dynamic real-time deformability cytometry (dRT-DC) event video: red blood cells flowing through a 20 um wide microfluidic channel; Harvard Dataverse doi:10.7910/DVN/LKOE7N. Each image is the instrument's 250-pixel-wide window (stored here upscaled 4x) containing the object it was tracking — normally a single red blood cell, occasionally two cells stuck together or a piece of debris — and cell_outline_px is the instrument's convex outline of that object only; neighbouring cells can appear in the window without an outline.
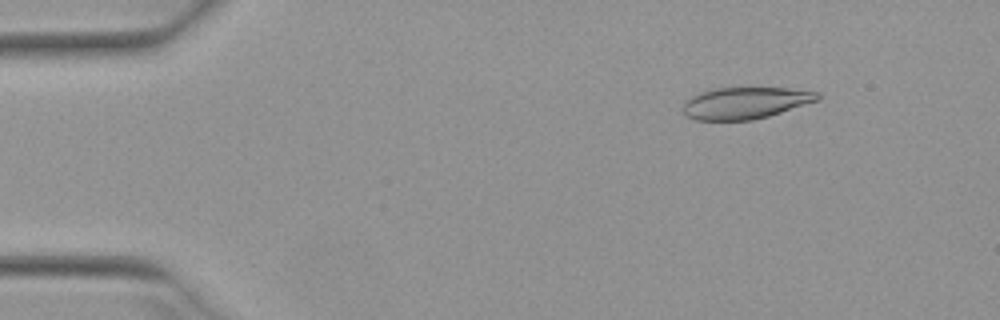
{"species": "Egyptian fruit bat (a non-hibernating species)", "species_latin": "Rousettus aegyptiacus", "temperature_condition": "warm", "stored_images_in_passage": 52, "camera_frame_rate_fps": 3000, "um_per_image_px": 0.085, "animal": {"sex": "female"}, "frame": {"image": 1, "passage_image": 7, "time_ms": 2.0, "image_size_px": [1000, 320], "cell_outline_px": [[820, 100], [768, 116], [752, 120], [696, 120], [688, 116], [684, 112], [684, 104], [692, 96], [716, 88], [788, 88], [820, 92]], "centroid_in_image_um": [63.42, 8.75], "position_along_channel_um": 21.6, "area_um2": 24.57}}
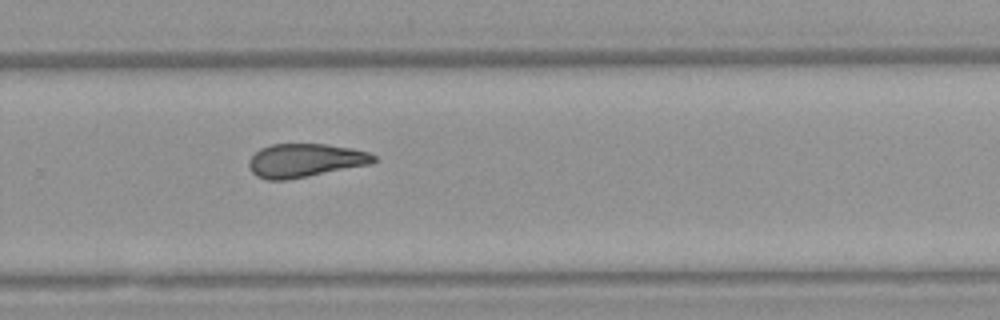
{"frame": {"image": 2, "passage_image": 35, "time_ms": 11.333, "image_size_px": [1000, 320], "cell_outline_px": [[380, 160], [372, 164], [288, 180], [268, 180], [256, 176], [252, 172], [248, 164], [248, 160], [260, 148], [272, 144], [324, 144], [352, 148], [368, 152], [376, 156]], "centroid_in_image_um": [25.96, 13.64], "position_along_channel_um": 303.8, "area_um2": 24.62}}
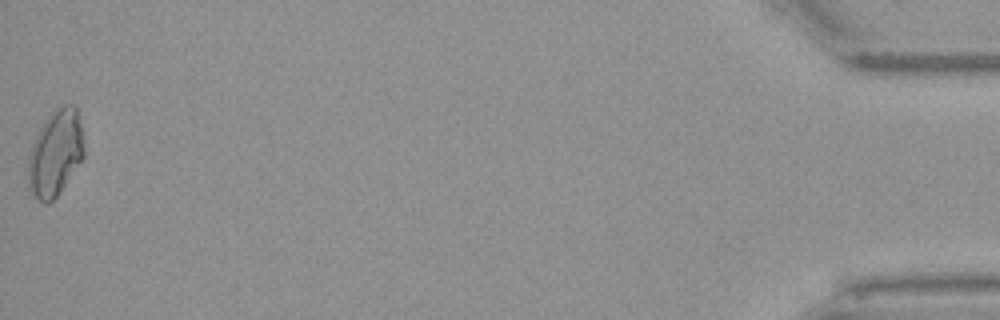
{"frame": {"image": 3, "passage_image": 52, "time_ms": 17.0, "image_size_px": [1000, 320], "cell_outline_px": [[84, 156], [56, 196], [48, 204], [44, 204], [28, 192], [28, 156], [32, 144], [40, 128], [48, 116], [56, 108], [64, 104], [72, 104], [76, 108], [80, 124], [84, 148]], "centroid_in_image_um": [4.67, 13.04], "position_along_channel_um": 430.5, "area_um2": 27.74}, "authors_computed_cell_mechanics": {"area_um2": 25.3742, "velocity_mm_per_s": 3.9457, "shape_relaxation_time_tau1_ms": 11.2031, "shape_relaxation_time_tau2_ms": 2.7206, "deformation_change_tau1": 0.2611, "deformation_change_tau2": 0.1029}}